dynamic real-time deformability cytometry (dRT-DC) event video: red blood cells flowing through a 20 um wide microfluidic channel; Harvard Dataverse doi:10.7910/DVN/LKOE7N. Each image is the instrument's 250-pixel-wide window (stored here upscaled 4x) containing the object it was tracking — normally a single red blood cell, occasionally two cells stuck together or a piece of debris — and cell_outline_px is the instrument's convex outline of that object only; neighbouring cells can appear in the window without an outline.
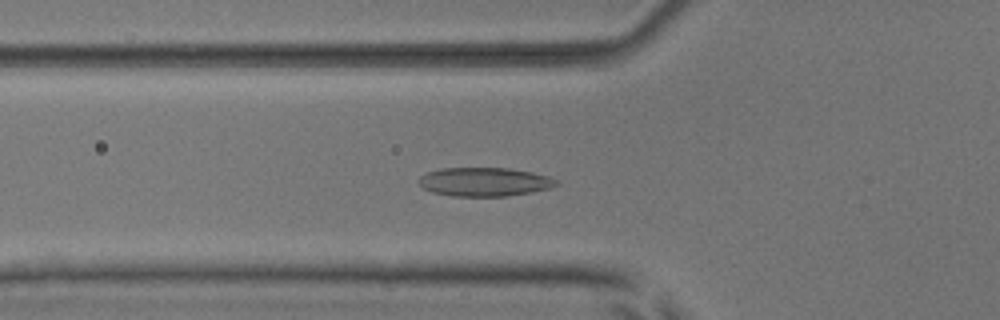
{"species": "common noctule bat (a hibernating species)", "species_latin": "Nyctalus noctula", "temperature_condition": "room temperature", "stored_images_in_passage": 50, "camera_frame_rate_fps": 3000, "um_per_image_px": 0.085, "animal": {"sex": "male", "body_mass_g": 17.9, "forearm_length_mm": 54.2}, "frame": {"image": 1, "passage_image": 18, "time_ms": 5.667, "image_size_px": [1000, 320], "cell_outline_px": [[560, 184], [548, 188], [532, 192], [508, 196], [452, 196], [432, 192], [424, 188], [416, 180], [420, 176], [428, 172], [440, 168], [508, 168], [532, 172], [548, 176], [560, 180]], "centroid_in_image_um": [41.19, 15.45], "position_along_channel_um": 84.6, "area_um2": 23.18}}
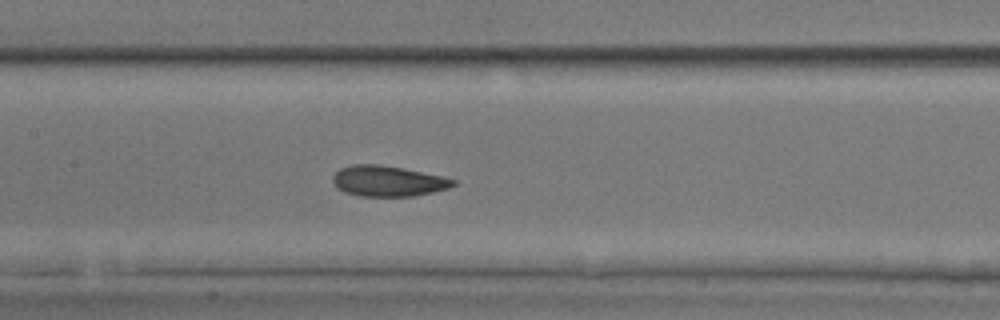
{"frame": {"image": 2, "passage_image": 25, "time_ms": 8.0, "image_size_px": [1000, 320], "cell_outline_px": [[456, 184], [448, 188], [432, 192], [412, 196], [356, 196], [344, 192], [336, 188], [332, 180], [332, 176], [340, 168], [352, 164], [380, 164], [404, 168], [440, 176], [456, 180]], "centroid_in_image_um": [32.92, 15.39], "position_along_channel_um": 174.5, "area_um2": 21.56}}
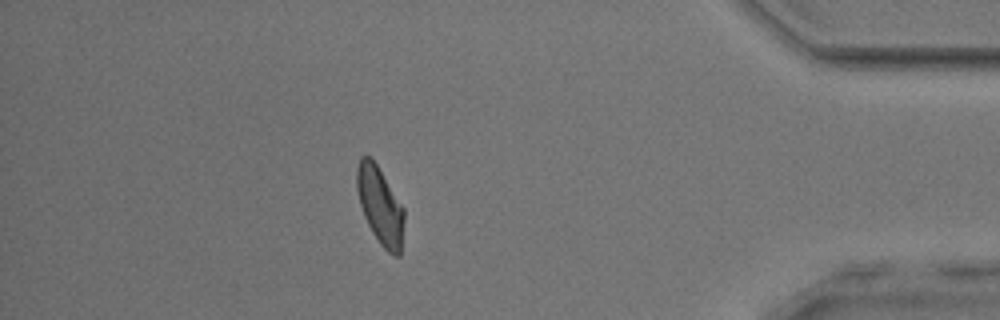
{"frame": {"image": 3, "passage_image": 46, "time_ms": 15.0, "image_size_px": [1000, 320], "cell_outline_px": [[404, 220], [400, 256], [396, 256], [388, 252], [380, 244], [372, 232], [364, 216], [360, 204], [356, 188], [356, 168], [360, 156], [372, 156], [404, 208]], "centroid_in_image_um": [32.3, 17.44], "position_along_channel_um": 402.9, "area_um2": 21.44}, "authors_computed_cell_mechanics": {"area_um2": 21.6461, "velocity_mm_per_s": 3.8475, "shape_relaxation_time_tau1_ms": 4.2067, "shape_relaxation_time_tau2_ms": 1.9151, "deformation_change_tau1": 0.1167, "deformation_change_tau2": 0.0729}}